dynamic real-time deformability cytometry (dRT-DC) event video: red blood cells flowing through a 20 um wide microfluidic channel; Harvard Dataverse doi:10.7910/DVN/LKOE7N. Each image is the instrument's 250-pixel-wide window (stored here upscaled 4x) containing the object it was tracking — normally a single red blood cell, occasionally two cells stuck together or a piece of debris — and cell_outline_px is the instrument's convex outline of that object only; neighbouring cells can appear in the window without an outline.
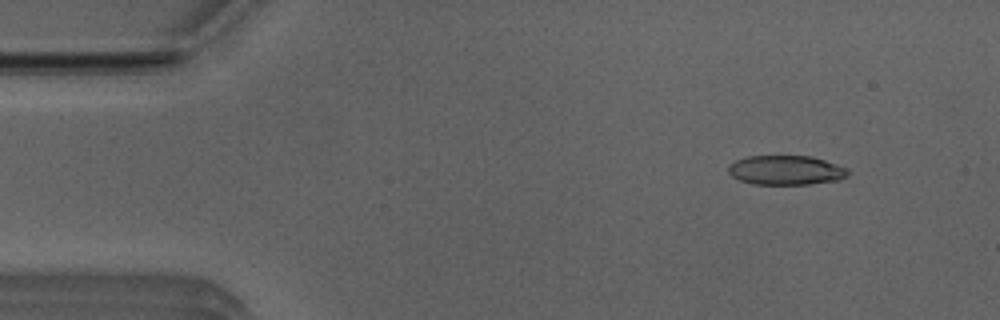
{"species": "Egyptian fruit bat (a non-hibernating species)", "species_latin": "Rousettus aegyptiacus", "temperature_condition": "room temperature", "stored_images_in_passage": 51, "camera_frame_rate_fps": 3000, "um_per_image_px": 0.085, "animal": {"sex": "male"}, "frame": {"image": 1, "passage_image": 5, "time_ms": 1.333, "image_size_px": [1000, 320], "cell_outline_px": [[848, 176], [836, 180], [808, 184], [752, 184], [740, 180], [732, 176], [728, 172], [728, 164], [736, 160], [748, 156], [808, 156], [824, 160], [848, 168]], "centroid_in_image_um": [66.77, 14.46], "position_along_channel_um": 18.2, "area_um2": 20.4}}
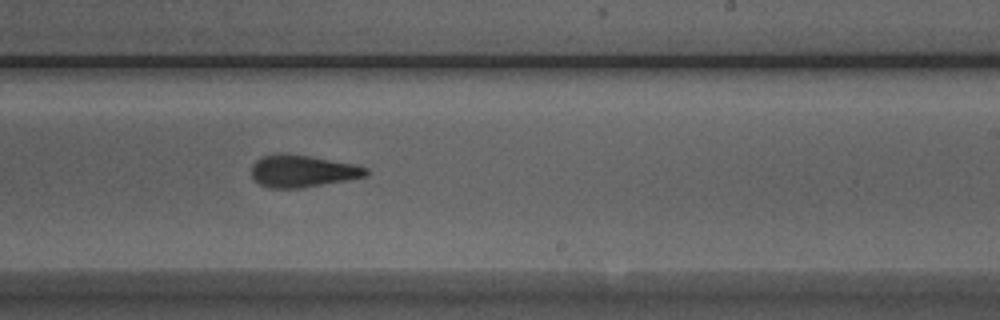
{"frame": {"image": 2, "passage_image": 30, "time_ms": 9.667, "image_size_px": [1000, 320], "cell_outline_px": [[368, 176], [348, 180], [300, 188], [268, 188], [260, 184], [252, 176], [252, 164], [256, 160], [264, 156], [280, 152], [308, 156], [352, 164], [368, 168]], "centroid_in_image_um": [25.7, 14.54], "position_along_channel_um": 263.3, "area_um2": 21.33}}
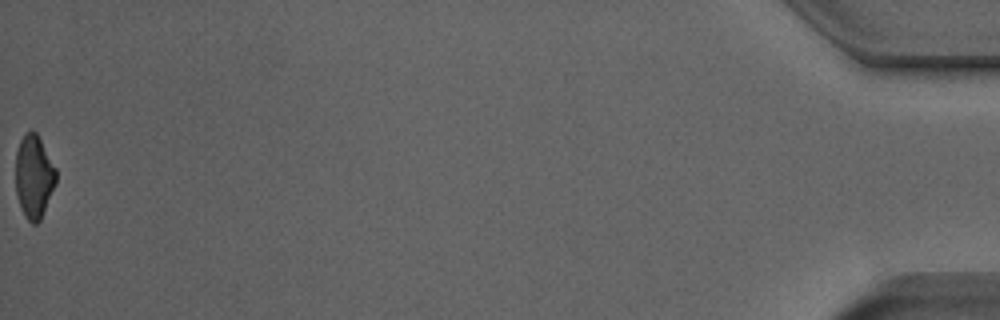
{"frame": {"image": 3, "passage_image": 51, "time_ms": 16.667, "image_size_px": [1000, 320], "cell_outline_px": [[56, 184], [40, 220], [36, 224], [32, 224], [24, 216], [20, 208], [16, 192], [16, 152], [20, 140], [24, 132], [32, 128], [36, 132], [56, 168]], "centroid_in_image_um": [2.88, 14.99], "position_along_channel_um": 432.3, "area_um2": 19.77}, "authors_computed_cell_mechanics": {"area_um2": 21.3282, "velocity_mm_per_s": 3.9726, "shape_relaxation_time_tau1_ms": 9.5226, "shape_relaxation_time_tau2_ms": 2.7953, "deformation_change_tau1": 0.2162, "deformation_change_tau2": 0.1123}}